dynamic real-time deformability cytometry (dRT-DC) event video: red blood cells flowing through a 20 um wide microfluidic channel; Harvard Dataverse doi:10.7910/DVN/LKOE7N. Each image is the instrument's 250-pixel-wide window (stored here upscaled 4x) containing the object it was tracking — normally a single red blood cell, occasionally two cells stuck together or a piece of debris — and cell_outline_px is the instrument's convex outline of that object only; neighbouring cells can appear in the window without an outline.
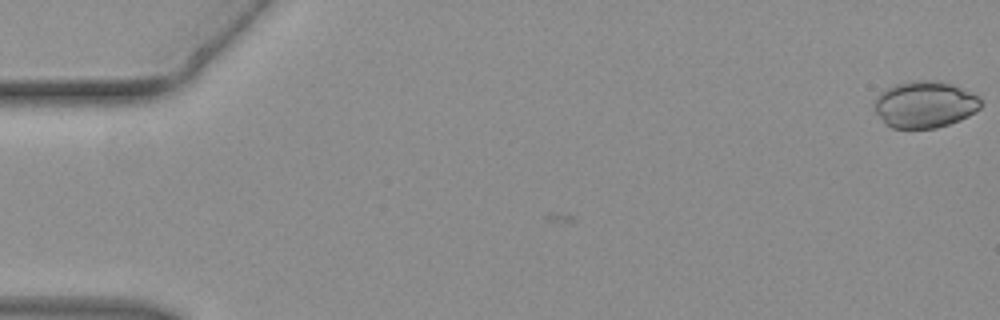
{"species": "common noctule bat (a hibernating species)", "species_latin": "Nyctalus noctula", "temperature_condition": "warm", "stored_images_in_passage": 3, "camera_frame_rate_fps": 3000, "um_per_image_px": 0.085, "animal": {"sex": "female", "body_mass_g": 19.3, "forearm_length_mm": 54.1}, "frame": {"image": 1, "passage_image": 1, "time_ms": 0.0, "image_size_px": [1000, 320], "cell_outline_px": [[984, 104], [976, 112], [960, 120], [936, 128], [892, 128], [884, 124], [876, 112], [872, 104], [876, 96], [884, 88], [896, 84], [912, 80], [940, 80], [952, 84], [972, 92]], "centroid_in_image_um": [78.58, 8.87], "position_along_channel_um": 6.4, "area_um2": 29.42}}